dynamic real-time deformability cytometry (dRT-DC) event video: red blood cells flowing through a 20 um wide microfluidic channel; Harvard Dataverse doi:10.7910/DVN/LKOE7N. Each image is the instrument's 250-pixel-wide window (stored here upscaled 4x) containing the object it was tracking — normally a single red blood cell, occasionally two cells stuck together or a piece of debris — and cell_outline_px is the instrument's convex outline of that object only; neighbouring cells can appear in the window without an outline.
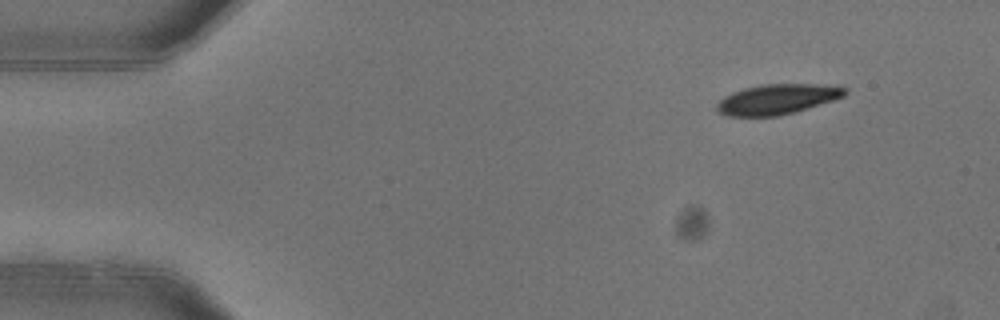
{"species": "common noctule bat (a hibernating species)", "species_latin": "Nyctalus noctula", "temperature_condition": "warm", "stored_images_in_passage": 5, "segment_of_instrument_passage": [2, 2], "camera_frame_rate_fps": 3000, "um_per_image_px": 0.085, "animal": {"sex": "female"}, "frame": {"image": 1, "passage_image": 5, "time_ms": 1.333, "image_size_px": [1000, 320], "cell_outline_px": [[848, 92], [844, 96], [796, 112], [780, 116], [728, 116], [716, 112], [716, 104], [724, 96], [732, 92], [744, 88], [760, 84], [812, 84], [848, 88]], "centroid_in_image_um": [66.02, 8.44], "position_along_channel_um": 19.0, "area_um2": 22.54}}